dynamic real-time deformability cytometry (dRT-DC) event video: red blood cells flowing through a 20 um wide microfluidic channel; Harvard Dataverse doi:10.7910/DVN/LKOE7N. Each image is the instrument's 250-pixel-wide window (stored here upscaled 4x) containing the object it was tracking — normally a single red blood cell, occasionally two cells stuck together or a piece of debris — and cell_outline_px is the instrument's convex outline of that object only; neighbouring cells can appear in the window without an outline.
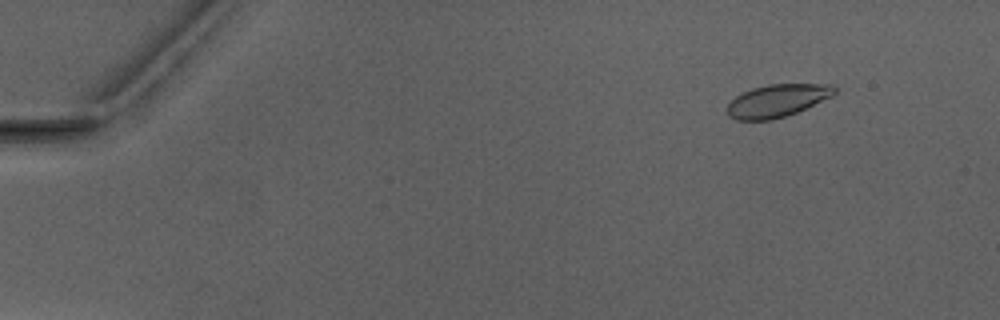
{"species": "Egyptian fruit bat (a non-hibernating species)", "species_latin": "Rousettus aegyptiacus", "temperature_condition": "warm", "stored_images_in_passage": 6, "camera_frame_rate_fps": 3000, "um_per_image_px": 0.085, "animal": {"sex": "male"}, "frame": {"image": 1, "passage_image": 2, "time_ms": 1.333, "image_size_px": [1000, 320], "cell_outline_px": [[836, 92], [832, 96], [796, 112], [772, 120], [736, 120], [728, 116], [728, 104], [736, 96], [752, 88], [768, 84], [832, 84], [836, 88]], "centroid_in_image_um": [66.06, 8.55], "position_along_channel_um": 18.9, "area_um2": 20.23}}